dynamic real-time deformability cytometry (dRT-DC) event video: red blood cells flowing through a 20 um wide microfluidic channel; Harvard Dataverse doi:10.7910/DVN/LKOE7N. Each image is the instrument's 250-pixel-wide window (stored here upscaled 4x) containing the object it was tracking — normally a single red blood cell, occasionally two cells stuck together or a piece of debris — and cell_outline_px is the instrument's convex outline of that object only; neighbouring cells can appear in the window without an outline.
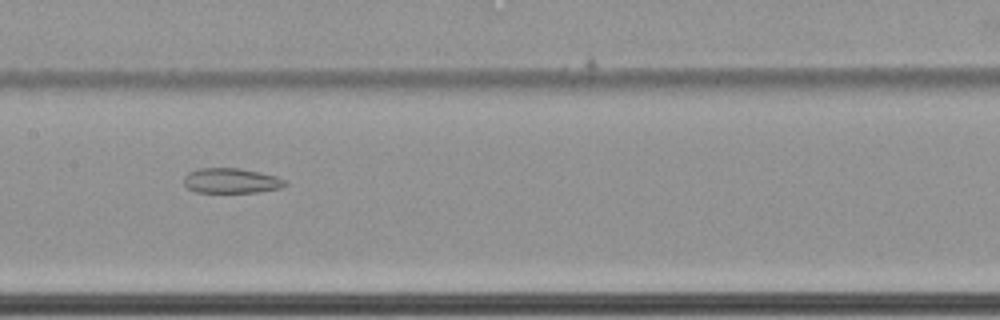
{"species": "common noctule bat (a hibernating species)", "species_latin": "Nyctalus noctula", "temperature_condition": "cold", "stored_images_in_passage": 63, "segment_of_instrument_passage": [2, 2], "camera_frame_rate_fps": 3000, "um_per_image_px": 0.085, "animal": {"sex": "female", "body_mass_g": 22.7, "forearm_length_mm": 54.2}, "frame": {"image": 1, "passage_image": 34, "time_ms": 11.0, "image_size_px": [1000, 320], "cell_outline_px": [[288, 184], [280, 188], [256, 192], [196, 192], [188, 188], [184, 184], [184, 176], [188, 172], [200, 168], [240, 168], [260, 172], [276, 176], [284, 180]], "centroid_in_image_um": [19.64, 15.35], "position_along_channel_um": 187.8, "area_um2": 14.74}}
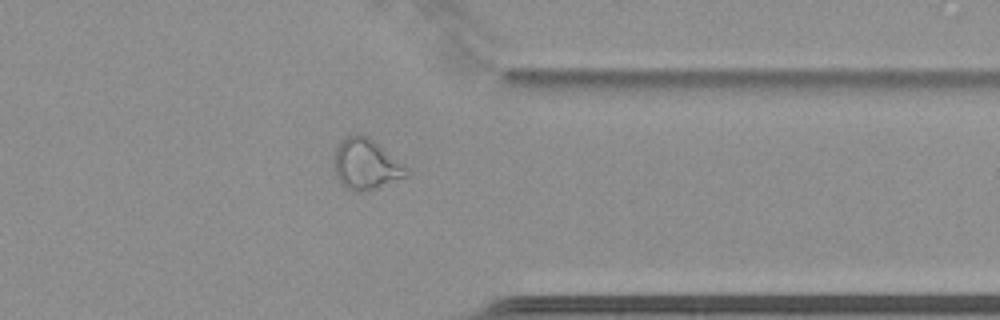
{"frame": {"image": 2, "passage_image": 51, "time_ms": 16.667, "image_size_px": [1000, 320], "cell_outline_px": [[408, 176], [376, 188], [356, 192], [352, 192], [344, 188], [340, 184], [336, 176], [332, 164], [332, 160], [336, 148], [344, 136], [356, 132], [360, 132], [368, 136], [404, 164], [408, 172]], "centroid_in_image_um": [31.04, 13.94], "position_along_channel_um": 380.4, "area_um2": 21.85}}
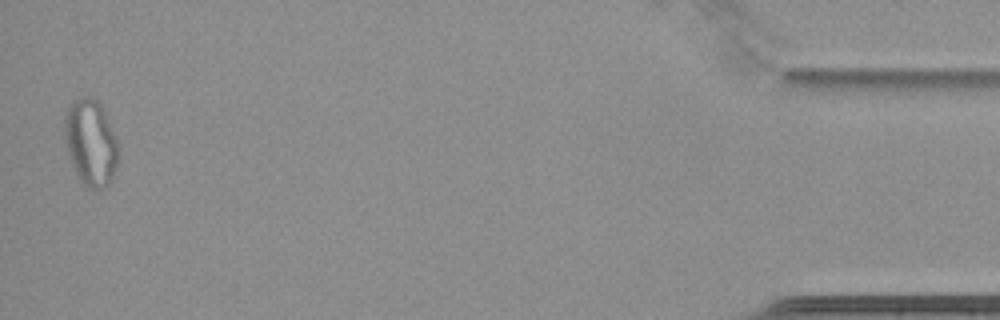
{"frame": {"image": 3, "passage_image": 62, "time_ms": 20.333, "image_size_px": [1000, 320], "cell_outline_px": [[120, 156], [116, 168], [108, 184], [104, 188], [88, 188], [80, 180], [68, 156], [64, 136], [64, 116], [68, 104], [72, 100], [84, 96], [92, 96], [104, 108], [116, 136], [120, 148]], "centroid_in_image_um": [7.72, 12.07], "position_along_channel_um": 427.5, "area_um2": 27.69}}